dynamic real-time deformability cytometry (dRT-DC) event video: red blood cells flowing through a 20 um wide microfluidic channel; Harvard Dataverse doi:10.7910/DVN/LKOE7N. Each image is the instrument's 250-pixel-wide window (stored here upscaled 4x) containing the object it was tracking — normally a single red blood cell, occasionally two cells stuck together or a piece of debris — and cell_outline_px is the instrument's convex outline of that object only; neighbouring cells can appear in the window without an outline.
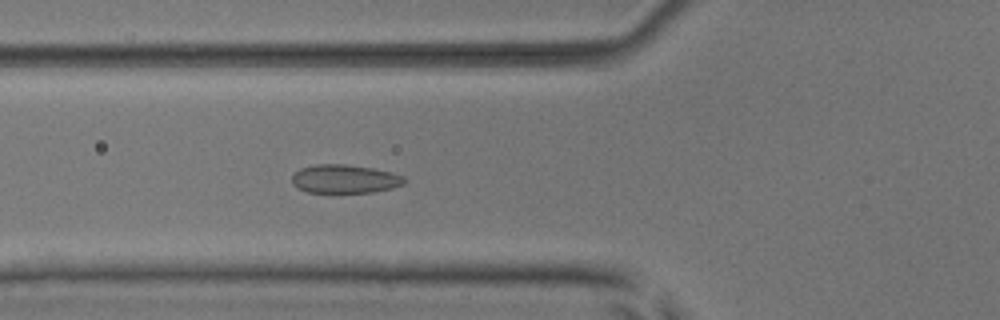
{"species": "common noctule bat (a hibernating species)", "species_latin": "Nyctalus noctula", "temperature_condition": "room temperature", "stored_images_in_passage": 53, "camera_frame_rate_fps": 3000, "um_per_image_px": 0.085, "animal": {"sex": "male", "body_mass_g": 17.9, "forearm_length_mm": 54.2}, "frame": {"image": 1, "passage_image": 20, "time_ms": 6.333, "image_size_px": [1000, 320], "cell_outline_px": [[408, 180], [404, 184], [392, 188], [372, 192], [336, 196], [308, 192], [296, 188], [292, 184], [292, 176], [300, 168], [316, 164], [348, 164], [372, 168], [392, 172], [404, 176]], "centroid_in_image_um": [29.29, 15.26], "position_along_channel_um": 96.5, "area_um2": 19.77}}
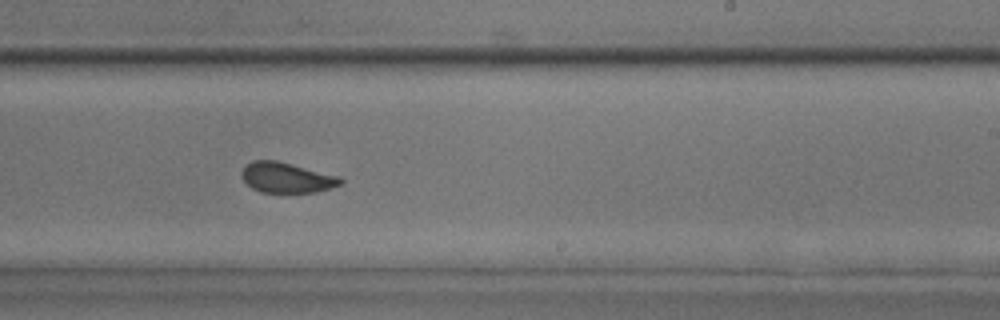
{"frame": {"image": 2, "passage_image": 33, "time_ms": 10.667, "image_size_px": [1000, 320], "cell_outline_px": [[344, 184], [332, 188], [316, 192], [260, 192], [252, 188], [240, 176], [240, 172], [252, 160], [276, 160], [340, 176], [344, 180]], "centroid_in_image_um": [24.4, 15.1], "position_along_channel_um": 264.6, "area_um2": 17.57}}
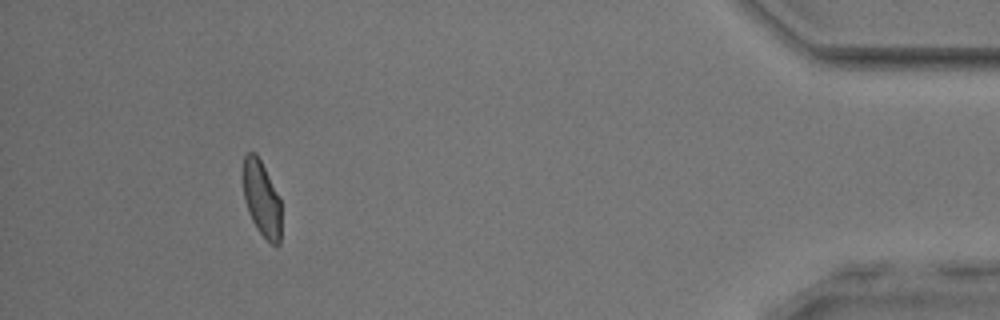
{"frame": {"image": 3, "passage_image": 49, "time_ms": 16.0, "image_size_px": [1000, 320], "cell_outline_px": [[280, 244], [276, 248], [256, 228], [248, 212], [244, 200], [244, 156], [248, 152], [256, 152], [280, 200]], "centroid_in_image_um": [22.24, 16.93], "position_along_channel_um": 413.0, "area_um2": 16.42}, "authors_computed_cell_mechanics": {"area_um2": 18.496, "velocity_mm_per_s": 3.8914, "shape_relaxation_time_tau1_ms": 6.4982, "shape_relaxation_time_tau2_ms": 0.7114, "deformation_change_tau1": 0.1157, "deformation_change_tau2": 0.0528}}